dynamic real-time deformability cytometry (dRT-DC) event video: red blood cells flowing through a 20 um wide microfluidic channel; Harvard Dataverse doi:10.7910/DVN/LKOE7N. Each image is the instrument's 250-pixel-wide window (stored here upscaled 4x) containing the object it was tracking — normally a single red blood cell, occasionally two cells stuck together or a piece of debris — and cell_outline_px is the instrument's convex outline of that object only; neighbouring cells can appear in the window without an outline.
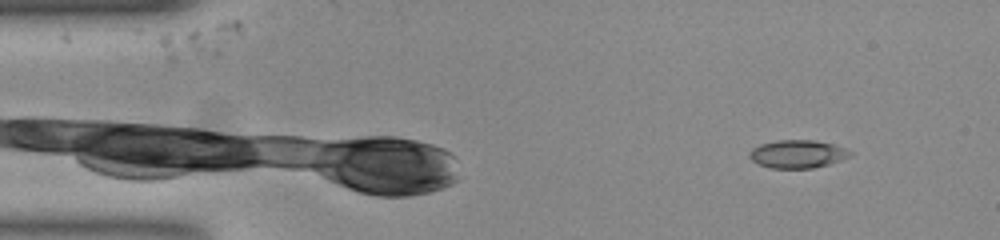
{"species": "common noctule bat (a hibernating species)", "species_latin": "Nyctalus noctula", "temperature_condition": "room temperature", "stored_images_in_passage": 16, "camera_frame_rate_fps": 3000, "um_per_image_px": 0.085, "animal": {"sex": "female", "body_mass_g": 23.0, "forearm_length_mm": 53.4}, "frame": {"image": 1, "passage_image": 5, "time_ms": 1.333, "image_size_px": [1000, 240], "cell_outline_px": [[852, 156], [828, 164], [812, 168], [772, 168], [756, 164], [748, 156], [748, 152], [752, 148], [760, 144], [776, 140], [816, 140], [848, 148], [852, 152]], "centroid_in_image_um": [67.78, 13.08], "position_along_channel_um": 17.2, "area_um2": 16.65}}